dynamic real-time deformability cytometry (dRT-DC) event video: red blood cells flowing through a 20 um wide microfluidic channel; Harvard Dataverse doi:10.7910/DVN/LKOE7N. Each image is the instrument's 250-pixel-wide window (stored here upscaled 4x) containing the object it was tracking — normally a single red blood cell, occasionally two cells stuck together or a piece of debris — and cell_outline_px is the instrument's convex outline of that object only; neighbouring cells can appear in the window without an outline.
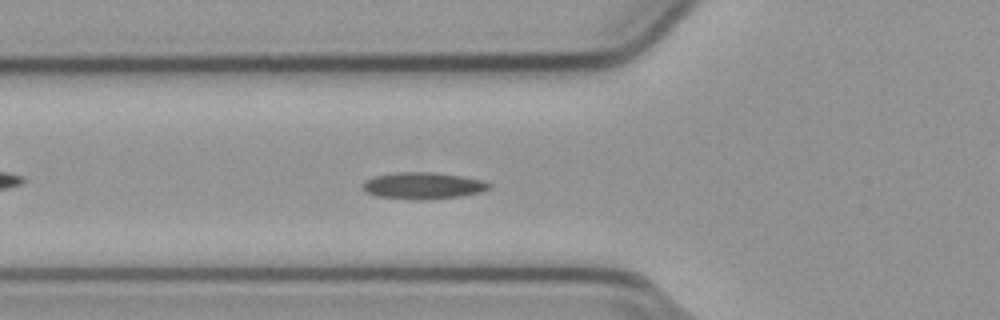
{"species": "common noctule bat (a hibernating species)", "species_latin": "Nyctalus noctula", "temperature_condition": "cold", "stored_images_in_passage": 41, "camera_frame_rate_fps": 3000, "um_per_image_px": 0.085, "animal": {"sex": "male", "body_mass_g": 23.1, "forearm_length_mm": 52.7}, "frame": {"image": 1, "passage_image": 5, "time_ms": 1.333, "image_size_px": [1000, 320], "cell_outline_px": [[492, 188], [480, 192], [464, 196], [420, 200], [416, 200], [376, 196], [368, 192], [364, 188], [364, 180], [376, 176], [400, 172], [436, 172], [464, 176], [484, 180], [492, 184]], "centroid_in_image_um": [36.05, 15.78], "position_along_channel_um": 89.7, "area_um2": 19.77}}
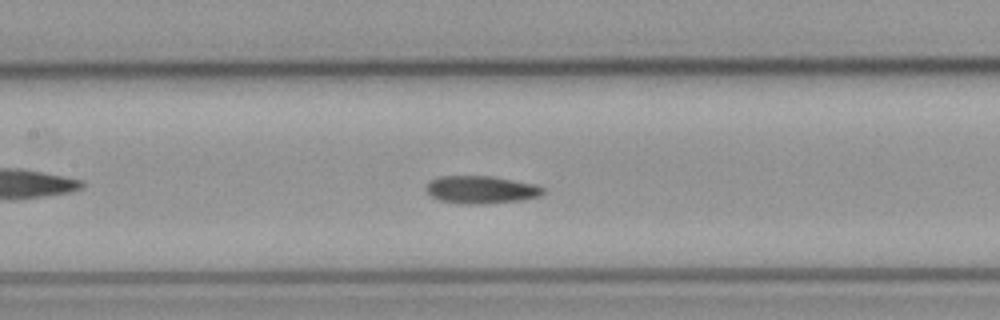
{"frame": {"image": 2, "passage_image": 11, "time_ms": 3.333, "image_size_px": [1000, 320], "cell_outline_px": [[544, 192], [540, 196], [520, 200], [484, 204], [460, 204], [440, 200], [432, 196], [424, 188], [432, 180], [440, 176], [492, 176], [536, 184], [544, 188]], "centroid_in_image_um": [40.91, 16.12], "position_along_channel_um": 166.5, "area_um2": 18.84}}
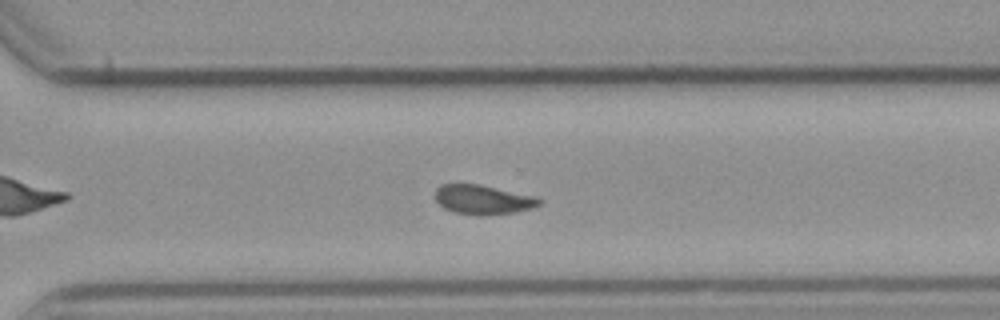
{"frame": {"image": 3, "passage_image": 24, "time_ms": 7.667, "image_size_px": [1000, 320], "cell_outline_px": [[544, 200], [540, 204], [532, 208], [516, 212], [452, 212], [444, 208], [436, 200], [436, 188], [440, 184], [480, 184], [536, 196]], "centroid_in_image_um": [41.08, 16.91], "position_along_channel_um": 329.5, "area_um2": 17.11}, "authors_computed_cell_mechanics": {"area_um2": 18.0336, "velocity_mm_per_s": 3.7791, "shape_relaxation_time_tau1_ms": null, "shape_relaxation_time_tau2_ms": 8.8091, "deformation_change_tau1": null, "deformation_change_tau2": 0.1172}}